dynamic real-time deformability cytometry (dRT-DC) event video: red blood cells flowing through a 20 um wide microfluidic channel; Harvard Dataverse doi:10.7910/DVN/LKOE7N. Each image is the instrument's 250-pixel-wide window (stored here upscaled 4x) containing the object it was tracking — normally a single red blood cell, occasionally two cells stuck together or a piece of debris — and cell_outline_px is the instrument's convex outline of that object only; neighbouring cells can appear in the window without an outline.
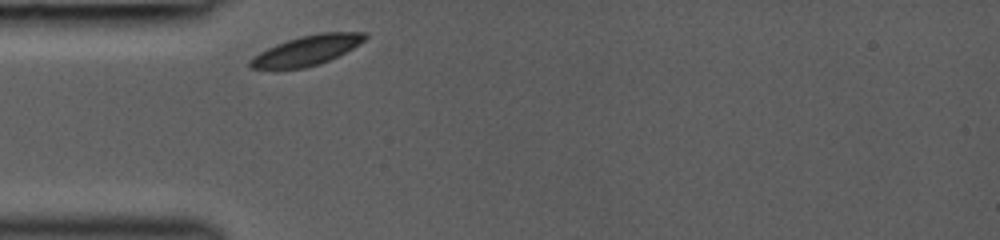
{"species": "common noctule bat (a hibernating species)", "species_latin": "Nyctalus noctula", "temperature_condition": "room temperature", "stored_images_in_passage": 5, "camera_frame_rate_fps": 3000, "um_per_image_px": 0.085, "animal": {"sex": "female", "body_mass_g": 19.0, "forearm_length_mm": 53.3}, "frame": {"image": 1, "passage_image": 1, "time_ms": 0.0, "image_size_px": [1000, 240], "cell_outline_px": [[368, 36], [364, 40], [352, 48], [320, 64], [304, 68], [252, 68], [248, 64], [248, 60], [260, 52], [276, 44], [300, 36], [320, 32], [368, 32]], "centroid_in_image_um": [26.09, 4.27], "position_along_channel_um": 58.9, "area_um2": 19.59}}
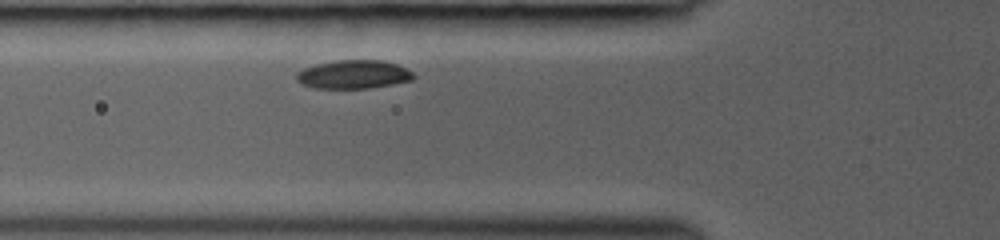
{"frame": {"image": 2, "passage_image": 3, "time_ms": 1.0, "image_size_px": [1000, 240], "cell_outline_px": [[416, 76], [412, 80], [392, 84], [368, 88], [316, 88], [304, 84], [296, 80], [296, 72], [304, 68], [316, 64], [340, 60], [384, 60], [396, 64], [412, 72]], "centroid_in_image_um": [30.05, 6.32], "position_along_channel_um": 95.7, "area_um2": 19.31}}
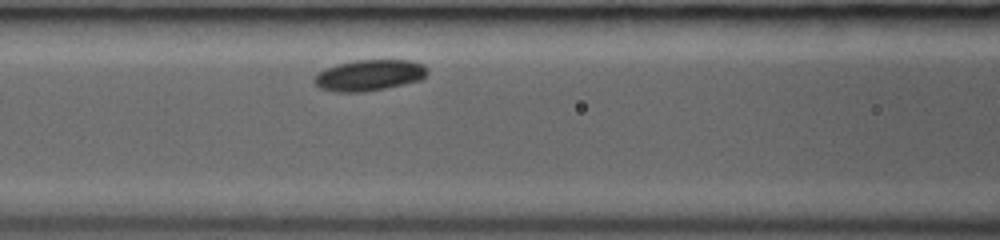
{"frame": {"image": 3, "passage_image": 5, "time_ms": 2.0, "image_size_px": [1000, 240], "cell_outline_px": [[428, 72], [420, 80], [404, 84], [364, 92], [336, 92], [320, 88], [312, 80], [316, 72], [324, 68], [336, 64], [352, 60], [408, 60], [424, 64]], "centroid_in_image_um": [31.33, 6.39], "position_along_channel_um": 135.3, "area_um2": 20.63}}